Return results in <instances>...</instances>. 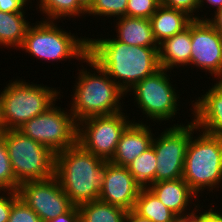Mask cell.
I'll return each mask as SVG.
<instances>
[{
    "mask_svg": "<svg viewBox=\"0 0 222 222\" xmlns=\"http://www.w3.org/2000/svg\"><path fill=\"white\" fill-rule=\"evenodd\" d=\"M61 27L59 21L57 24V21L41 19L32 23L20 48L38 60L60 62L77 59L82 62L88 56V37L76 36V33Z\"/></svg>",
    "mask_w": 222,
    "mask_h": 222,
    "instance_id": "cell-5",
    "label": "cell"
},
{
    "mask_svg": "<svg viewBox=\"0 0 222 222\" xmlns=\"http://www.w3.org/2000/svg\"><path fill=\"white\" fill-rule=\"evenodd\" d=\"M212 204H215V203H211L210 204L211 206H209L210 208L207 210L203 209L204 207L203 205H201V208H200V205H198L194 210V221L195 222H222V212H220V208L216 210L215 209L216 207H213L214 205Z\"/></svg>",
    "mask_w": 222,
    "mask_h": 222,
    "instance_id": "cell-32",
    "label": "cell"
},
{
    "mask_svg": "<svg viewBox=\"0 0 222 222\" xmlns=\"http://www.w3.org/2000/svg\"><path fill=\"white\" fill-rule=\"evenodd\" d=\"M191 69L208 72L214 80H222V36L207 21L191 22ZM194 66V67H193Z\"/></svg>",
    "mask_w": 222,
    "mask_h": 222,
    "instance_id": "cell-13",
    "label": "cell"
},
{
    "mask_svg": "<svg viewBox=\"0 0 222 222\" xmlns=\"http://www.w3.org/2000/svg\"><path fill=\"white\" fill-rule=\"evenodd\" d=\"M214 15L206 17V20L219 32L222 36V7L213 13Z\"/></svg>",
    "mask_w": 222,
    "mask_h": 222,
    "instance_id": "cell-35",
    "label": "cell"
},
{
    "mask_svg": "<svg viewBox=\"0 0 222 222\" xmlns=\"http://www.w3.org/2000/svg\"><path fill=\"white\" fill-rule=\"evenodd\" d=\"M113 23V26L116 24L112 29L117 35L113 34L116 40L130 46L158 48L149 19L124 16Z\"/></svg>",
    "mask_w": 222,
    "mask_h": 222,
    "instance_id": "cell-19",
    "label": "cell"
},
{
    "mask_svg": "<svg viewBox=\"0 0 222 222\" xmlns=\"http://www.w3.org/2000/svg\"><path fill=\"white\" fill-rule=\"evenodd\" d=\"M206 3H207V6H205V7H208L210 5L211 7H208V8H210V10H212L211 9L212 7H213V9L215 8L214 9L215 11L209 10V12H212V13H209L210 14L209 16H211V14L213 15V12H216L218 9H220L222 7V0H199L198 12H199V9L201 12H203V9H201V8H203L204 5H206Z\"/></svg>",
    "mask_w": 222,
    "mask_h": 222,
    "instance_id": "cell-36",
    "label": "cell"
},
{
    "mask_svg": "<svg viewBox=\"0 0 222 222\" xmlns=\"http://www.w3.org/2000/svg\"><path fill=\"white\" fill-rule=\"evenodd\" d=\"M125 222H151V221L139 216L133 210H130L126 215Z\"/></svg>",
    "mask_w": 222,
    "mask_h": 222,
    "instance_id": "cell-37",
    "label": "cell"
},
{
    "mask_svg": "<svg viewBox=\"0 0 222 222\" xmlns=\"http://www.w3.org/2000/svg\"><path fill=\"white\" fill-rule=\"evenodd\" d=\"M18 198L17 191L0 190V222H8L12 204Z\"/></svg>",
    "mask_w": 222,
    "mask_h": 222,
    "instance_id": "cell-31",
    "label": "cell"
},
{
    "mask_svg": "<svg viewBox=\"0 0 222 222\" xmlns=\"http://www.w3.org/2000/svg\"><path fill=\"white\" fill-rule=\"evenodd\" d=\"M191 23L181 33L166 38L158 44V60L162 69L175 72L173 69L180 67L185 69L189 66L191 59Z\"/></svg>",
    "mask_w": 222,
    "mask_h": 222,
    "instance_id": "cell-18",
    "label": "cell"
},
{
    "mask_svg": "<svg viewBox=\"0 0 222 222\" xmlns=\"http://www.w3.org/2000/svg\"><path fill=\"white\" fill-rule=\"evenodd\" d=\"M133 122L123 111L93 116L78 122L77 143L86 151L109 161L125 129Z\"/></svg>",
    "mask_w": 222,
    "mask_h": 222,
    "instance_id": "cell-11",
    "label": "cell"
},
{
    "mask_svg": "<svg viewBox=\"0 0 222 222\" xmlns=\"http://www.w3.org/2000/svg\"><path fill=\"white\" fill-rule=\"evenodd\" d=\"M171 74L172 71L160 68L153 75L139 81L128 91V95L134 96L132 98L134 105L136 102V107L138 106L144 115L142 120L146 117L145 120H153L154 124L163 121L165 124L171 119V121H175L173 119L177 117V114H180V106L183 105H180L181 94L178 93L181 92L176 89L178 88L176 87L177 84L173 85L175 80L172 79Z\"/></svg>",
    "mask_w": 222,
    "mask_h": 222,
    "instance_id": "cell-7",
    "label": "cell"
},
{
    "mask_svg": "<svg viewBox=\"0 0 222 222\" xmlns=\"http://www.w3.org/2000/svg\"><path fill=\"white\" fill-rule=\"evenodd\" d=\"M36 5L37 13L42 12L41 15L43 14L42 17H44L42 20L46 21L60 22L62 19V22L66 20V17L69 20L72 17L74 21V17L81 18L84 16L85 19L86 16V11L78 4L77 0H38Z\"/></svg>",
    "mask_w": 222,
    "mask_h": 222,
    "instance_id": "cell-24",
    "label": "cell"
},
{
    "mask_svg": "<svg viewBox=\"0 0 222 222\" xmlns=\"http://www.w3.org/2000/svg\"><path fill=\"white\" fill-rule=\"evenodd\" d=\"M149 20L154 39L160 44L166 38L184 31L194 19L184 11L160 5Z\"/></svg>",
    "mask_w": 222,
    "mask_h": 222,
    "instance_id": "cell-20",
    "label": "cell"
},
{
    "mask_svg": "<svg viewBox=\"0 0 222 222\" xmlns=\"http://www.w3.org/2000/svg\"><path fill=\"white\" fill-rule=\"evenodd\" d=\"M173 222H195L194 221V211L191 214L184 216H177Z\"/></svg>",
    "mask_w": 222,
    "mask_h": 222,
    "instance_id": "cell-38",
    "label": "cell"
},
{
    "mask_svg": "<svg viewBox=\"0 0 222 222\" xmlns=\"http://www.w3.org/2000/svg\"><path fill=\"white\" fill-rule=\"evenodd\" d=\"M160 6V0H128L126 16L150 19Z\"/></svg>",
    "mask_w": 222,
    "mask_h": 222,
    "instance_id": "cell-28",
    "label": "cell"
},
{
    "mask_svg": "<svg viewBox=\"0 0 222 222\" xmlns=\"http://www.w3.org/2000/svg\"><path fill=\"white\" fill-rule=\"evenodd\" d=\"M77 2L87 12L91 8L94 0H77Z\"/></svg>",
    "mask_w": 222,
    "mask_h": 222,
    "instance_id": "cell-40",
    "label": "cell"
},
{
    "mask_svg": "<svg viewBox=\"0 0 222 222\" xmlns=\"http://www.w3.org/2000/svg\"><path fill=\"white\" fill-rule=\"evenodd\" d=\"M79 222H125L128 211L125 209L94 200L78 206Z\"/></svg>",
    "mask_w": 222,
    "mask_h": 222,
    "instance_id": "cell-23",
    "label": "cell"
},
{
    "mask_svg": "<svg viewBox=\"0 0 222 222\" xmlns=\"http://www.w3.org/2000/svg\"><path fill=\"white\" fill-rule=\"evenodd\" d=\"M195 134L186 149L182 178L202 197L206 189L212 194L222 189V139L198 128Z\"/></svg>",
    "mask_w": 222,
    "mask_h": 222,
    "instance_id": "cell-4",
    "label": "cell"
},
{
    "mask_svg": "<svg viewBox=\"0 0 222 222\" xmlns=\"http://www.w3.org/2000/svg\"><path fill=\"white\" fill-rule=\"evenodd\" d=\"M141 188L127 167L107 161L99 200L130 211L134 208Z\"/></svg>",
    "mask_w": 222,
    "mask_h": 222,
    "instance_id": "cell-14",
    "label": "cell"
},
{
    "mask_svg": "<svg viewBox=\"0 0 222 222\" xmlns=\"http://www.w3.org/2000/svg\"><path fill=\"white\" fill-rule=\"evenodd\" d=\"M12 80L0 91L3 118L8 130H17L61 99V91L56 87L34 84L20 78Z\"/></svg>",
    "mask_w": 222,
    "mask_h": 222,
    "instance_id": "cell-6",
    "label": "cell"
},
{
    "mask_svg": "<svg viewBox=\"0 0 222 222\" xmlns=\"http://www.w3.org/2000/svg\"><path fill=\"white\" fill-rule=\"evenodd\" d=\"M48 222H79V208L78 206H73L65 214L58 215Z\"/></svg>",
    "mask_w": 222,
    "mask_h": 222,
    "instance_id": "cell-34",
    "label": "cell"
},
{
    "mask_svg": "<svg viewBox=\"0 0 222 222\" xmlns=\"http://www.w3.org/2000/svg\"><path fill=\"white\" fill-rule=\"evenodd\" d=\"M185 123L169 125L160 134L155 132L158 136L154 135L151 145L157 159L155 182L182 178L186 149L192 133L197 129L192 120Z\"/></svg>",
    "mask_w": 222,
    "mask_h": 222,
    "instance_id": "cell-10",
    "label": "cell"
},
{
    "mask_svg": "<svg viewBox=\"0 0 222 222\" xmlns=\"http://www.w3.org/2000/svg\"><path fill=\"white\" fill-rule=\"evenodd\" d=\"M198 4L199 0H160V5L162 6L184 11L193 19L206 20L207 13H205V15L203 13L200 17L198 13Z\"/></svg>",
    "mask_w": 222,
    "mask_h": 222,
    "instance_id": "cell-30",
    "label": "cell"
},
{
    "mask_svg": "<svg viewBox=\"0 0 222 222\" xmlns=\"http://www.w3.org/2000/svg\"><path fill=\"white\" fill-rule=\"evenodd\" d=\"M128 0H94L91 8L86 12L87 17H104L115 19L126 16ZM104 16V17H103Z\"/></svg>",
    "mask_w": 222,
    "mask_h": 222,
    "instance_id": "cell-26",
    "label": "cell"
},
{
    "mask_svg": "<svg viewBox=\"0 0 222 222\" xmlns=\"http://www.w3.org/2000/svg\"><path fill=\"white\" fill-rule=\"evenodd\" d=\"M17 192L43 222L65 214L74 206L55 175L45 180L21 183Z\"/></svg>",
    "mask_w": 222,
    "mask_h": 222,
    "instance_id": "cell-12",
    "label": "cell"
},
{
    "mask_svg": "<svg viewBox=\"0 0 222 222\" xmlns=\"http://www.w3.org/2000/svg\"><path fill=\"white\" fill-rule=\"evenodd\" d=\"M212 83L203 95L191 100V120L197 128L222 139V80Z\"/></svg>",
    "mask_w": 222,
    "mask_h": 222,
    "instance_id": "cell-15",
    "label": "cell"
},
{
    "mask_svg": "<svg viewBox=\"0 0 222 222\" xmlns=\"http://www.w3.org/2000/svg\"><path fill=\"white\" fill-rule=\"evenodd\" d=\"M8 222H43L20 197L12 204Z\"/></svg>",
    "mask_w": 222,
    "mask_h": 222,
    "instance_id": "cell-29",
    "label": "cell"
},
{
    "mask_svg": "<svg viewBox=\"0 0 222 222\" xmlns=\"http://www.w3.org/2000/svg\"><path fill=\"white\" fill-rule=\"evenodd\" d=\"M106 162L79 143L56 154L55 176L74 206L99 199Z\"/></svg>",
    "mask_w": 222,
    "mask_h": 222,
    "instance_id": "cell-3",
    "label": "cell"
},
{
    "mask_svg": "<svg viewBox=\"0 0 222 222\" xmlns=\"http://www.w3.org/2000/svg\"><path fill=\"white\" fill-rule=\"evenodd\" d=\"M156 162L155 151L151 146L126 167L142 188H148L155 183Z\"/></svg>",
    "mask_w": 222,
    "mask_h": 222,
    "instance_id": "cell-25",
    "label": "cell"
},
{
    "mask_svg": "<svg viewBox=\"0 0 222 222\" xmlns=\"http://www.w3.org/2000/svg\"><path fill=\"white\" fill-rule=\"evenodd\" d=\"M111 36L88 37V56L128 94L139 81L160 69L158 48L130 46Z\"/></svg>",
    "mask_w": 222,
    "mask_h": 222,
    "instance_id": "cell-1",
    "label": "cell"
},
{
    "mask_svg": "<svg viewBox=\"0 0 222 222\" xmlns=\"http://www.w3.org/2000/svg\"><path fill=\"white\" fill-rule=\"evenodd\" d=\"M25 15L26 12L0 11V48L3 46L4 48L10 47L12 50L20 49L31 25L29 18L27 19Z\"/></svg>",
    "mask_w": 222,
    "mask_h": 222,
    "instance_id": "cell-21",
    "label": "cell"
},
{
    "mask_svg": "<svg viewBox=\"0 0 222 222\" xmlns=\"http://www.w3.org/2000/svg\"><path fill=\"white\" fill-rule=\"evenodd\" d=\"M32 3H33L32 0H0V11L10 12V13L26 12L28 6L33 5Z\"/></svg>",
    "mask_w": 222,
    "mask_h": 222,
    "instance_id": "cell-33",
    "label": "cell"
},
{
    "mask_svg": "<svg viewBox=\"0 0 222 222\" xmlns=\"http://www.w3.org/2000/svg\"><path fill=\"white\" fill-rule=\"evenodd\" d=\"M82 63L87 64L86 68ZM82 63L72 87L73 94H70L71 106L68 105L76 122L93 116L113 115L124 111L122 99L125 100L127 94L89 56Z\"/></svg>",
    "mask_w": 222,
    "mask_h": 222,
    "instance_id": "cell-2",
    "label": "cell"
},
{
    "mask_svg": "<svg viewBox=\"0 0 222 222\" xmlns=\"http://www.w3.org/2000/svg\"><path fill=\"white\" fill-rule=\"evenodd\" d=\"M7 127L3 118L2 105L0 100V135L4 134L7 131Z\"/></svg>",
    "mask_w": 222,
    "mask_h": 222,
    "instance_id": "cell-39",
    "label": "cell"
},
{
    "mask_svg": "<svg viewBox=\"0 0 222 222\" xmlns=\"http://www.w3.org/2000/svg\"><path fill=\"white\" fill-rule=\"evenodd\" d=\"M56 103L17 129L55 154L75 145L78 133V123L70 109L58 107Z\"/></svg>",
    "mask_w": 222,
    "mask_h": 222,
    "instance_id": "cell-9",
    "label": "cell"
},
{
    "mask_svg": "<svg viewBox=\"0 0 222 222\" xmlns=\"http://www.w3.org/2000/svg\"><path fill=\"white\" fill-rule=\"evenodd\" d=\"M133 211L151 222H173L177 217L149 188L140 189Z\"/></svg>",
    "mask_w": 222,
    "mask_h": 222,
    "instance_id": "cell-22",
    "label": "cell"
},
{
    "mask_svg": "<svg viewBox=\"0 0 222 222\" xmlns=\"http://www.w3.org/2000/svg\"><path fill=\"white\" fill-rule=\"evenodd\" d=\"M15 180L21 184L55 175L56 154L18 130L3 134Z\"/></svg>",
    "mask_w": 222,
    "mask_h": 222,
    "instance_id": "cell-8",
    "label": "cell"
},
{
    "mask_svg": "<svg viewBox=\"0 0 222 222\" xmlns=\"http://www.w3.org/2000/svg\"><path fill=\"white\" fill-rule=\"evenodd\" d=\"M148 188L177 216L191 214L198 205H201L200 201L202 200L199 199V196L190 188L183 178L155 182ZM192 205L194 207H192Z\"/></svg>",
    "mask_w": 222,
    "mask_h": 222,
    "instance_id": "cell-17",
    "label": "cell"
},
{
    "mask_svg": "<svg viewBox=\"0 0 222 222\" xmlns=\"http://www.w3.org/2000/svg\"><path fill=\"white\" fill-rule=\"evenodd\" d=\"M132 120L133 122L121 135L115 153L109 160L115 165L126 167L152 145L155 134L150 124L148 122L143 123L141 119L136 121L132 118Z\"/></svg>",
    "mask_w": 222,
    "mask_h": 222,
    "instance_id": "cell-16",
    "label": "cell"
},
{
    "mask_svg": "<svg viewBox=\"0 0 222 222\" xmlns=\"http://www.w3.org/2000/svg\"><path fill=\"white\" fill-rule=\"evenodd\" d=\"M19 185L15 180L2 134L0 135V190L18 191Z\"/></svg>",
    "mask_w": 222,
    "mask_h": 222,
    "instance_id": "cell-27",
    "label": "cell"
}]
</instances>
